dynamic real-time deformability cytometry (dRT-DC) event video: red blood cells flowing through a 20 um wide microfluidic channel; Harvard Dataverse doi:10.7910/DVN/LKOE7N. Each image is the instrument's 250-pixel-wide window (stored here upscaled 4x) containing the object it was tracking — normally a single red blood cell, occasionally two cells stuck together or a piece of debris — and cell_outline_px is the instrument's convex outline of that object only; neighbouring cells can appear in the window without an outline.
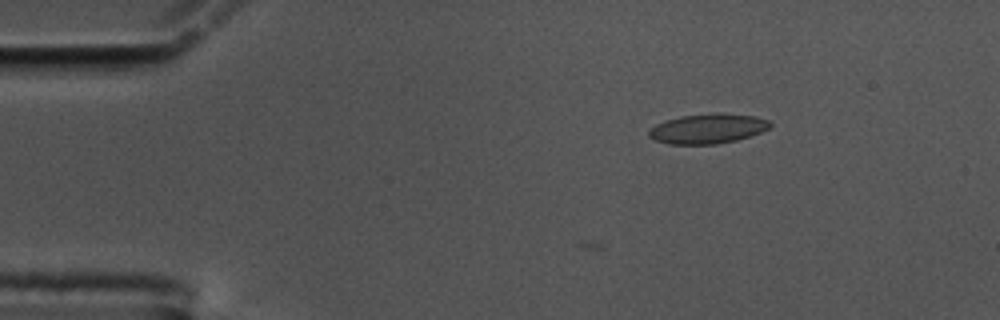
{"species": "common noctule bat (a hibernating species)", "species_latin": "Nyctalus noctula", "temperature_condition": "cold", "stored_images_in_passage": 7, "camera_frame_rate_fps": 3000, "um_per_image_px": 0.085, "animal": {"sex": "male", "body_mass_g": 17.5, "forearm_length_mm": 52.3}, "frame": {"image": 1, "passage_image": 1, "time_ms": 0.0, "image_size_px": [1000, 320], "cell_outline_px": [[772, 124], [768, 128], [760, 132], [736, 140], [716, 144], [668, 144], [656, 140], [648, 136], [648, 132], [656, 124], [680, 116], [756, 116], [768, 120]], "centroid_in_image_um": [60.12, 10.99], "position_along_channel_um": 24.9, "area_um2": 19.83}}